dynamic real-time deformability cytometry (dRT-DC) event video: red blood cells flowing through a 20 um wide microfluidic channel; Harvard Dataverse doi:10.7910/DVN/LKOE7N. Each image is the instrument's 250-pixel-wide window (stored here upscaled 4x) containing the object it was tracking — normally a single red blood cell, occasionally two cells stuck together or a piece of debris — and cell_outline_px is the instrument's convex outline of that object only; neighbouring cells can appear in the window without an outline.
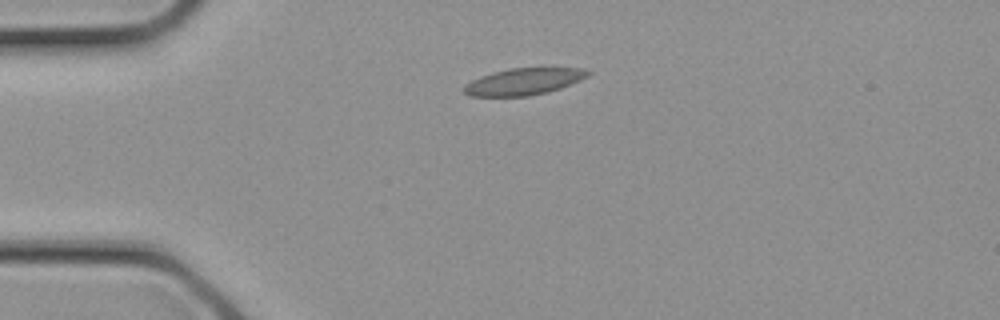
{"species": "common noctule bat (a hibernating species)", "species_latin": "Nyctalus noctula", "temperature_condition": "cold", "stored_images_in_passage": 8, "camera_frame_rate_fps": 3000, "um_per_image_px": 0.085, "animal": {"sex": "female", "body_mass_g": 21.9}, "frame": {"image": 1, "passage_image": 1, "time_ms": 0.0, "image_size_px": [1000, 320], "cell_outline_px": [[592, 72], [588, 76], [580, 80], [560, 88], [548, 92], [528, 96], [468, 96], [460, 88], [464, 84], [480, 76], [492, 72], [512, 68], [580, 68]], "centroid_in_image_um": [44.46, 6.94], "position_along_channel_um": 40.5, "area_um2": 19.36}}
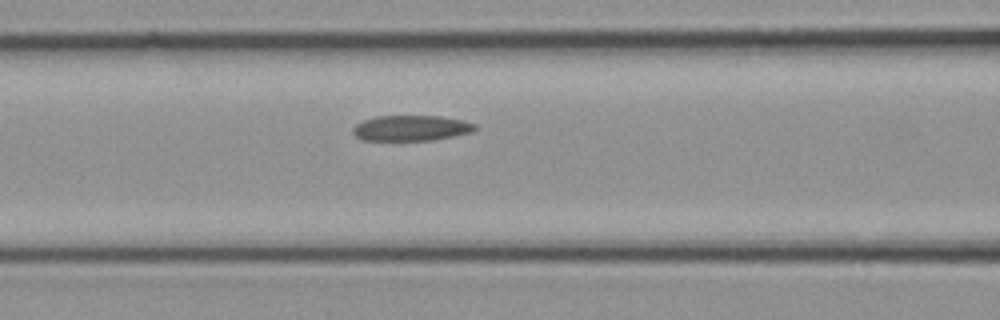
{"frame": {"image": 2, "passage_image": 6, "time_ms": 1.667, "image_size_px": [1000, 320], "cell_outline_px": [[476, 128], [472, 132], [432, 140], [360, 140], [352, 132], [352, 128], [356, 124], [364, 120], [376, 116], [440, 116], [464, 120], [476, 124]], "centroid_in_image_um": [34.93, 10.88], "position_along_channel_um": 131.7, "area_um2": 18.15}}
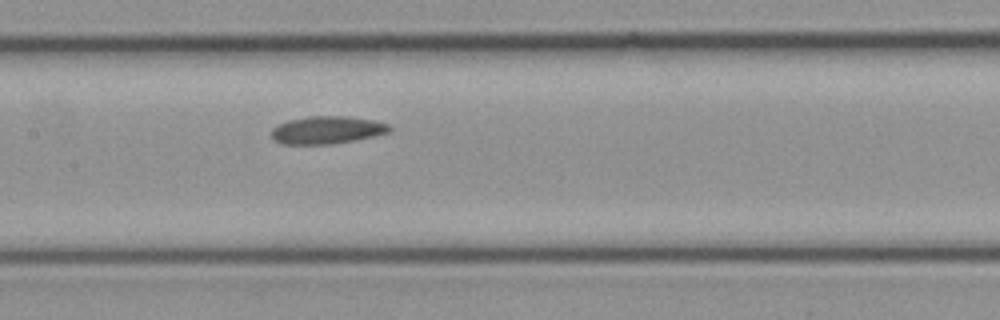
{"frame": {"image": 3, "passage_image": 8, "time_ms": 2.333, "image_size_px": [1000, 320], "cell_outline_px": [[392, 128], [388, 132], [376, 136], [332, 144], [284, 144], [272, 140], [272, 128], [288, 120], [308, 116], [344, 116], [372, 120], [388, 124]], "centroid_in_image_um": [27.78, 11.05], "position_along_channel_um": 179.6, "area_um2": 18.96}}